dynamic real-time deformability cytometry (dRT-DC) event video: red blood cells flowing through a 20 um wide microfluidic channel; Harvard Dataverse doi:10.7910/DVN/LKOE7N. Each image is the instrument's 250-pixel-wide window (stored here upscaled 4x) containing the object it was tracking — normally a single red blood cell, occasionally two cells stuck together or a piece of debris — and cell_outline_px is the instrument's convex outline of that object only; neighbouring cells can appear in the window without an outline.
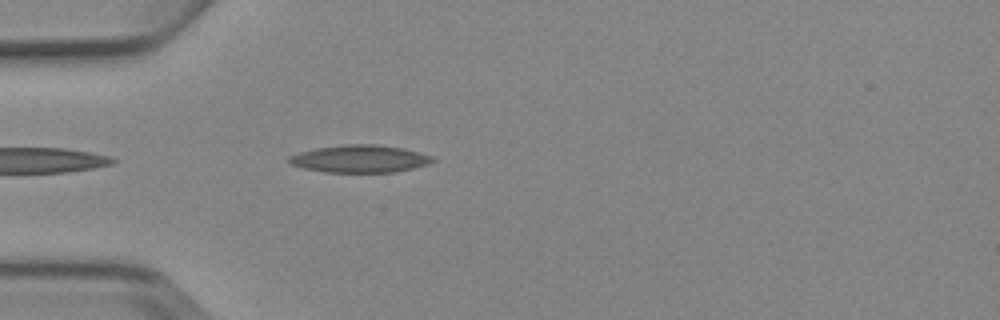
{"species": "Egyptian fruit bat (a non-hibernating species)", "species_latin": "Rousettus aegyptiacus", "temperature_condition": "cold", "stored_images_in_passage": 1, "camera_frame_rate_fps": 3000, "um_per_image_px": 0.085, "animal": {"sex": "female"}, "frame": {"image": 1, "passage_image": 1, "time_ms": 0.0, "image_size_px": [1000, 320], "cell_outline_px": [[436, 160], [428, 164], [396, 172], [324, 172], [304, 168], [288, 164], [284, 160], [288, 156], [300, 152], [316, 148], [348, 144], [376, 144], [404, 148], [432, 156]], "centroid_in_image_um": [30.54, 13.5], "position_along_channel_um": 54.5, "area_um2": 23.12}}